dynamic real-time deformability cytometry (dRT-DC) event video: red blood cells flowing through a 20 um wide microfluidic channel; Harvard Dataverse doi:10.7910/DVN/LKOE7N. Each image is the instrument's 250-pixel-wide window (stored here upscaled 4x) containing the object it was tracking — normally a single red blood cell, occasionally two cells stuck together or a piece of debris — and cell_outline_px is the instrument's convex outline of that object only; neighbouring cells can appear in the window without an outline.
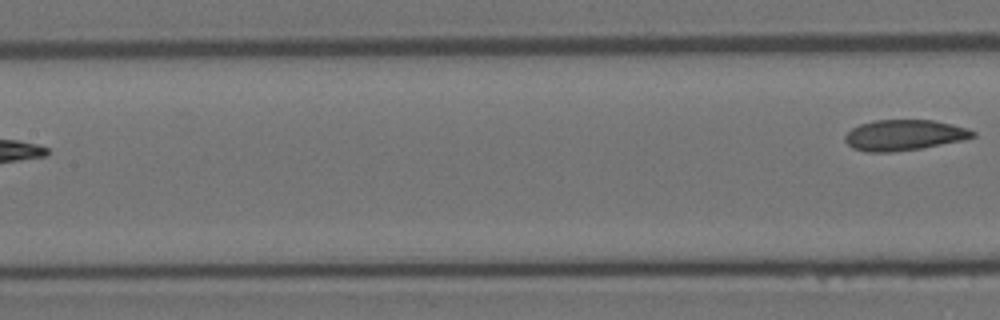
{"species": "Egyptian fruit bat (a non-hibernating species)", "species_latin": "Rousettus aegyptiacus", "temperature_condition": "room temperature", "stored_images_in_passage": 6, "segment_of_instrument_passage": [2, 2], "camera_frame_rate_fps": 3000, "um_per_image_px": 0.085, "animal": {"sex": "female"}, "frame": {"image": 1, "passage_image": 6, "time_ms": 6.667, "image_size_px": [1000, 320], "cell_outline_px": [[976, 136], [964, 140], [920, 148], [892, 152], [864, 152], [852, 148], [844, 140], [844, 136], [852, 128], [860, 124], [876, 120], [932, 120], [968, 128], [976, 132]], "centroid_in_image_um": [76.84, 11.49], "position_along_channel_um": 130.6, "area_um2": 22.83}}